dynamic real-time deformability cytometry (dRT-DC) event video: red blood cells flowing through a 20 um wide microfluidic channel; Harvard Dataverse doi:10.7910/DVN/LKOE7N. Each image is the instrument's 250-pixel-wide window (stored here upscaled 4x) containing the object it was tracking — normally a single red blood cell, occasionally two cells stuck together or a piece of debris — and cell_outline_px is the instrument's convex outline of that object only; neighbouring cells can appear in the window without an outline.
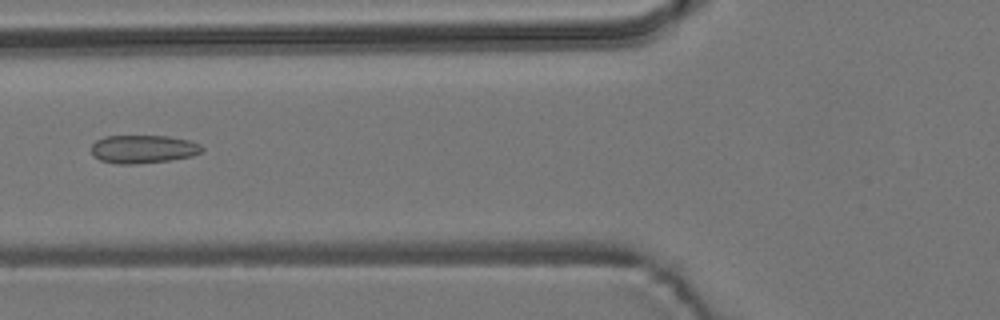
{"species": "common noctule bat (a hibernating species)", "species_latin": "Nyctalus noctula", "temperature_condition": "room temperature", "stored_images_in_passage": 6, "camera_frame_rate_fps": 3000, "um_per_image_px": 0.085, "animal": {"sex": "male", "body_mass_g": 19.2, "forearm_length_mm": 51.8}, "frame": {"image": 1, "passage_image": 6, "time_ms": 1.667, "image_size_px": [1000, 320], "cell_outline_px": [[204, 148], [200, 152], [192, 156], [168, 160], [132, 164], [116, 164], [100, 160], [92, 156], [92, 144], [96, 140], [104, 136], [168, 136], [188, 140], [200, 144]], "centroid_in_image_um": [12.13, 12.67], "position_along_channel_um": 113.7, "area_um2": 18.15}}